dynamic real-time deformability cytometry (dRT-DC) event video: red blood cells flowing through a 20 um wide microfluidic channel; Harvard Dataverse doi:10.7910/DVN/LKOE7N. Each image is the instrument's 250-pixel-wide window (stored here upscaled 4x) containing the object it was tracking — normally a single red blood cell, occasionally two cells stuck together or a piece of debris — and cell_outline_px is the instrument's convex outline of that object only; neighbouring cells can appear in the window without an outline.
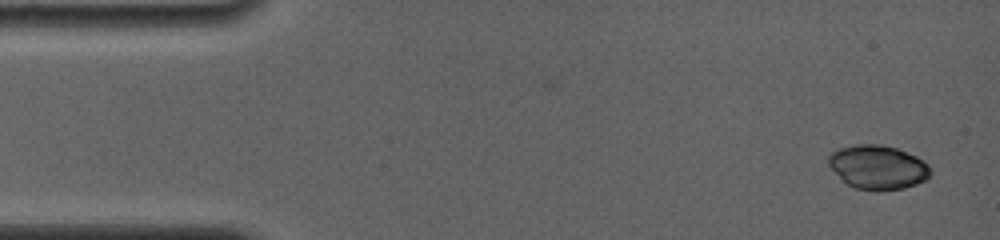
{"species": "common noctule bat (a hibernating species)", "species_latin": "Nyctalus noctula", "temperature_condition": "room temperature", "stored_images_in_passage": 34, "camera_frame_rate_fps": 4000, "um_per_image_px": 0.085, "animal": {"sex": "female", "body_mass_g": 19.0, "forearm_length_mm": 56.7}, "frame": {"image": 1, "passage_image": 1, "time_ms": 0.0, "image_size_px": [1000, 240], "cell_outline_px": [[932, 172], [924, 180], [916, 184], [904, 188], [880, 192], [876, 192], [856, 188], [848, 184], [828, 164], [828, 156], [832, 152], [840, 148], [856, 144], [880, 144], [896, 148], [916, 156], [924, 160], [928, 164]], "centroid_in_image_um": [74.64, 14.22], "position_along_channel_um": 10.4, "area_um2": 26.18}}
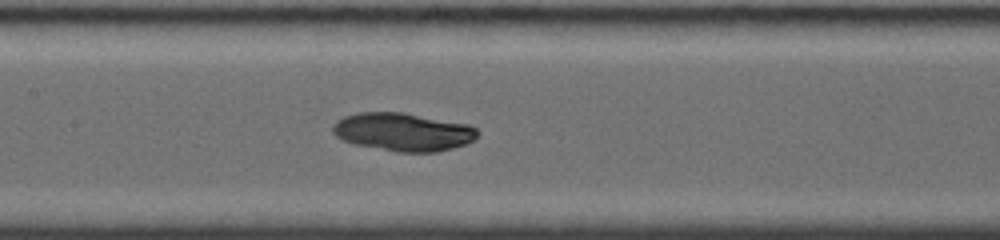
{"frame": {"image": 2, "passage_image": 18, "time_ms": 7.0, "image_size_px": [1000, 240], "cell_outline_px": [[480, 132], [476, 140], [452, 148], [436, 152], [396, 152], [352, 144], [336, 136], [332, 132], [332, 124], [336, 120], [344, 116], [356, 112], [404, 112], [468, 124], [476, 128]], "centroid_in_image_um": [34.25, 11.21], "position_along_channel_um": 173.2, "area_um2": 32.6}}
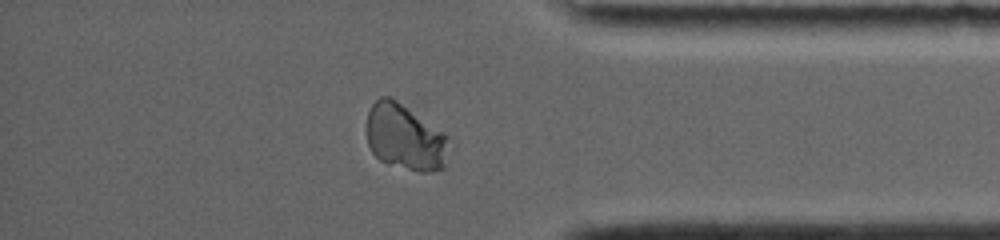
{"frame": {"image": 3, "passage_image": 31, "time_ms": 13.0, "image_size_px": [1000, 240], "cell_outline_px": [[448, 144], [444, 168], [428, 172], [420, 172], [388, 164], [380, 160], [372, 152], [368, 144], [368, 112], [372, 104], [380, 96], [388, 96], [396, 100], [440, 132], [448, 140]], "centroid_in_image_um": [34.38, 11.7], "position_along_channel_um": 400.8, "area_um2": 30.75}}